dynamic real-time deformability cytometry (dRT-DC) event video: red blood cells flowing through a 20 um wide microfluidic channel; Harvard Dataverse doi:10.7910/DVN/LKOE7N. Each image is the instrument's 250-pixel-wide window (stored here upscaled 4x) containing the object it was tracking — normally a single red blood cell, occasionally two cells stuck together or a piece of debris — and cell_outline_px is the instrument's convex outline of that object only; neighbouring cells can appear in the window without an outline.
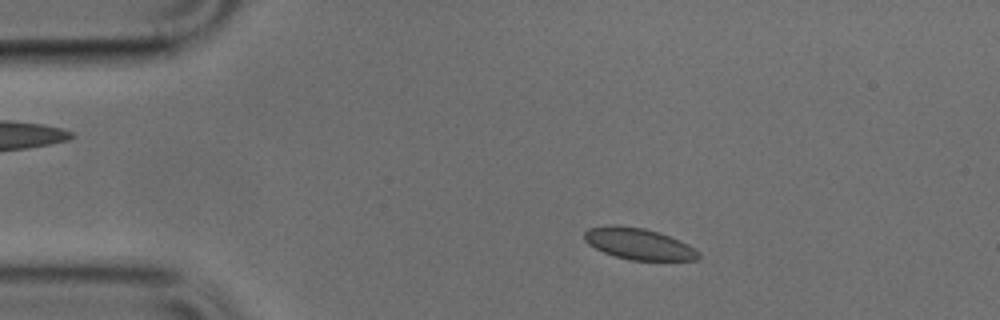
{"species": "common noctule bat (a hibernating species)", "species_latin": "Nyctalus noctula", "temperature_condition": "cold", "stored_images_in_passage": 48, "camera_frame_rate_fps": 3000, "um_per_image_px": 0.085, "animal": {"sex": "male", "body_mass_g": 17.9, "forearm_length_mm": 54.2}, "frame": {"image": 1, "passage_image": 7, "time_ms": 2.0, "image_size_px": [1000, 320], "cell_outline_px": [[700, 256], [696, 260], [628, 260], [604, 252], [588, 244], [584, 240], [584, 232], [588, 228], [608, 224], [612, 224], [644, 228], [660, 232], [680, 240], [688, 244], [700, 252]], "centroid_in_image_um": [54.28, 20.71], "position_along_channel_um": 30.7, "area_um2": 21.04}}
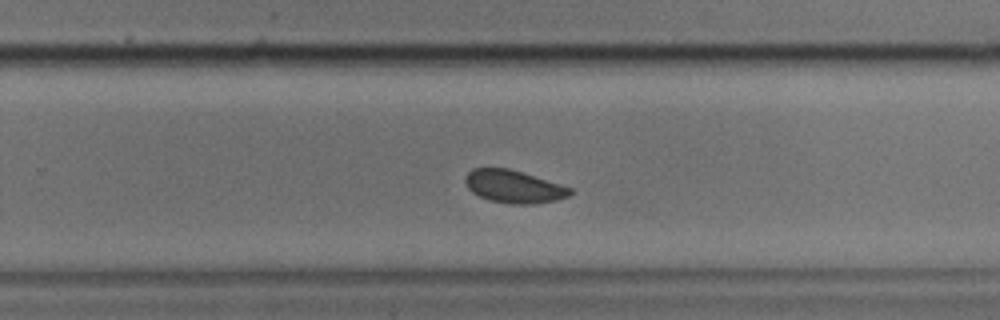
{"frame": {"image": 2, "passage_image": 30, "time_ms": 9.667, "image_size_px": [1000, 320], "cell_outline_px": [[576, 192], [568, 196], [556, 200], [532, 204], [512, 204], [488, 200], [472, 192], [468, 188], [464, 180], [468, 172], [472, 168], [508, 168], [560, 184], [572, 188]], "centroid_in_image_um": [43.68, 15.86], "position_along_channel_um": 286.1, "area_um2": 19.94}}
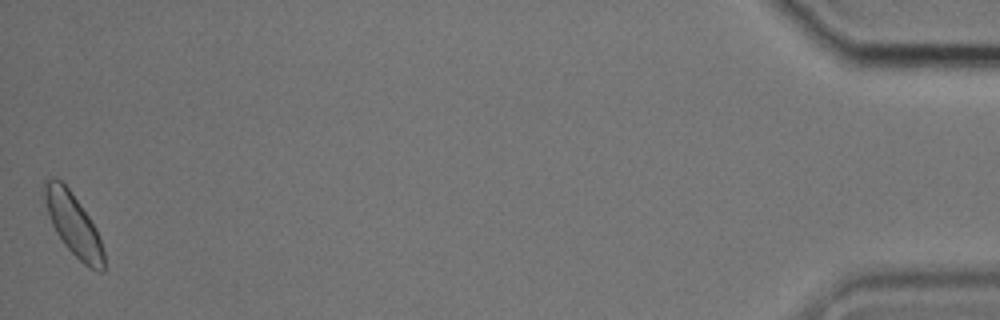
{"frame": {"image": 3, "passage_image": 48, "time_ms": 15.667, "image_size_px": [1000, 320], "cell_outline_px": [[104, 272], [96, 272], [88, 268], [64, 244], [56, 232], [52, 224], [48, 212], [44, 196], [44, 180], [52, 176], [56, 176], [68, 188], [88, 216], [96, 228], [104, 252]], "centroid_in_image_um": [6.24, 19.09], "position_along_channel_um": 429.0, "area_um2": 21.21}}